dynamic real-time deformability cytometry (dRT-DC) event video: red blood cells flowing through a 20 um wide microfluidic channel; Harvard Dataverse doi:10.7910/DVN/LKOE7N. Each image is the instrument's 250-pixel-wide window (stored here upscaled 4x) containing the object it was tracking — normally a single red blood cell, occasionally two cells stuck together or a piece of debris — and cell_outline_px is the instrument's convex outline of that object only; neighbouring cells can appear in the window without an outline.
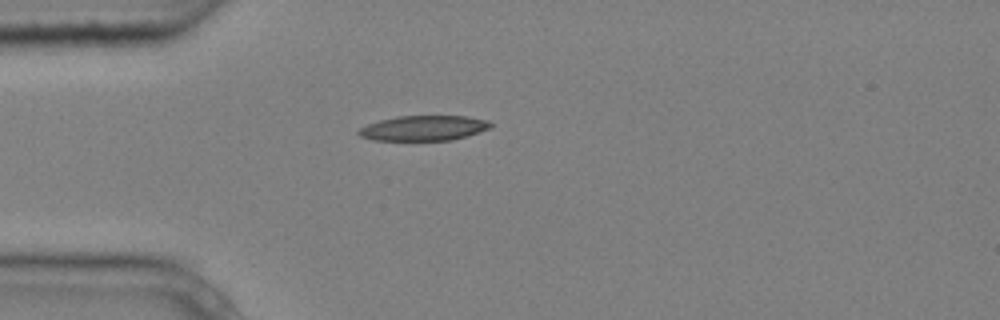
{"species": "common noctule bat (a hibernating species)", "species_latin": "Nyctalus noctula", "temperature_condition": "cold", "stored_images_in_passage": 1, "camera_frame_rate_fps": 3000, "um_per_image_px": 0.085, "animal": {"sex": "male", "body_mass_g": 20.4}, "frame": {"image": 1, "passage_image": 1, "time_ms": 0.0, "image_size_px": [1000, 320], "cell_outline_px": [[492, 128], [452, 140], [372, 140], [360, 136], [356, 132], [360, 128], [368, 124], [380, 120], [396, 116], [468, 116], [488, 120], [492, 124]], "centroid_in_image_um": [36.02, 10.88], "position_along_channel_um": 49.0, "area_um2": 19.31}}